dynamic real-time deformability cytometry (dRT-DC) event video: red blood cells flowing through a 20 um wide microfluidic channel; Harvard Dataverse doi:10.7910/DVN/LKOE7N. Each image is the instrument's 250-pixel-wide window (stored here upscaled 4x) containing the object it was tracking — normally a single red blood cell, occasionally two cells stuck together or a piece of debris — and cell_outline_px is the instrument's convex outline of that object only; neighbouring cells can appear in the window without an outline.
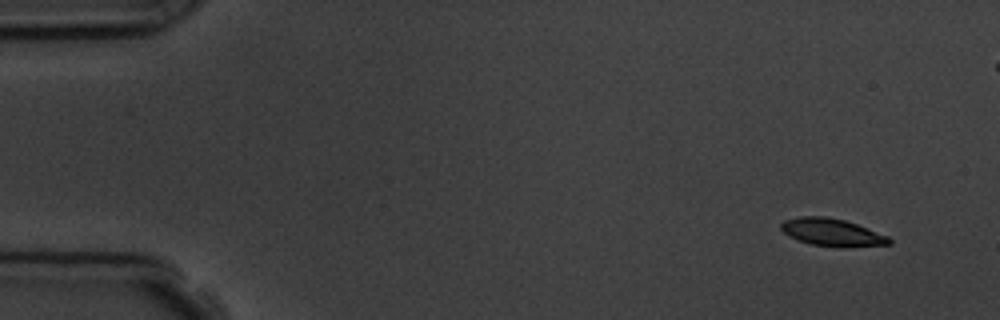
{"species": "common noctule bat (a hibernating species)", "species_latin": "Nyctalus noctula", "temperature_condition": "room temperature", "stored_images_in_passage": 16, "camera_frame_rate_fps": 3000, "um_per_image_px": 0.085, "animal": {"sex": "male", "body_mass_g": 19.5, "forearm_length_mm": 54.6}, "frame": {"image": 1, "passage_image": 1, "time_ms": 0.0, "image_size_px": [1000, 320], "cell_outline_px": [[892, 244], [844, 248], [812, 244], [796, 240], [788, 236], [780, 228], [780, 224], [784, 220], [800, 216], [828, 216], [844, 220], [856, 224], [888, 236], [892, 240]], "centroid_in_image_um": [70.71, 19.75], "position_along_channel_um": 14.3, "area_um2": 17.51}, "authors_computed_cell_mechanics": {"area_um2": 17.7446, "velocity_mm_per_s": 3.7423, "shape_relaxation_time_tau1_ms": 1.5746, "shape_relaxation_time_tau2_ms": null, "deformation_change_tau1": 0.0915, "deformation_change_tau2": null}}